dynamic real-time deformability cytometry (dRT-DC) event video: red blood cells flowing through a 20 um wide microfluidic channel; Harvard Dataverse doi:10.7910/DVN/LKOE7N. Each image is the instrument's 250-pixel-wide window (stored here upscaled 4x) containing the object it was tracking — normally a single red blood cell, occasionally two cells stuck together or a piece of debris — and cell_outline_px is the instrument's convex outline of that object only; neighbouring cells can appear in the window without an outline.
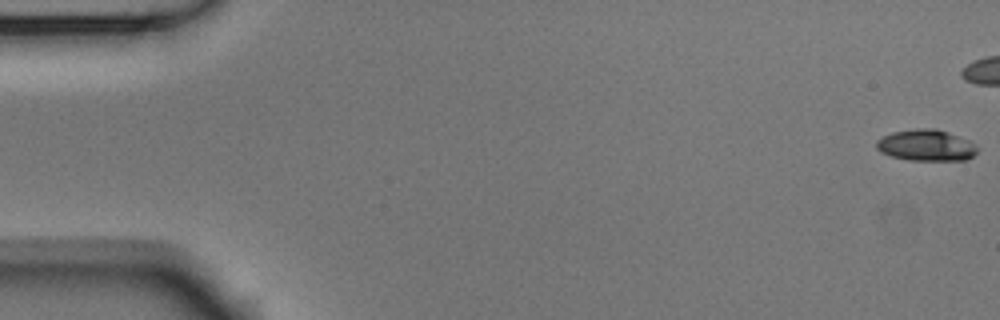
{"species": "Egyptian fruit bat (a non-hibernating species)", "species_latin": "Rousettus aegyptiacus", "temperature_condition": "room temperature", "stored_images_in_passage": 6, "camera_frame_rate_fps": 3000, "um_per_image_px": 0.085, "animal": {"sex": "male"}, "frame": {"image": 1, "passage_image": 1, "time_ms": 0.0, "image_size_px": [1000, 320], "cell_outline_px": [[976, 152], [972, 156], [964, 160], [908, 160], [892, 156], [880, 152], [876, 148], [876, 140], [892, 132], [916, 128], [936, 128], [948, 132], [968, 140], [976, 148]], "centroid_in_image_um": [78.68, 12.34], "position_along_channel_um": 6.3, "area_um2": 18.26}}